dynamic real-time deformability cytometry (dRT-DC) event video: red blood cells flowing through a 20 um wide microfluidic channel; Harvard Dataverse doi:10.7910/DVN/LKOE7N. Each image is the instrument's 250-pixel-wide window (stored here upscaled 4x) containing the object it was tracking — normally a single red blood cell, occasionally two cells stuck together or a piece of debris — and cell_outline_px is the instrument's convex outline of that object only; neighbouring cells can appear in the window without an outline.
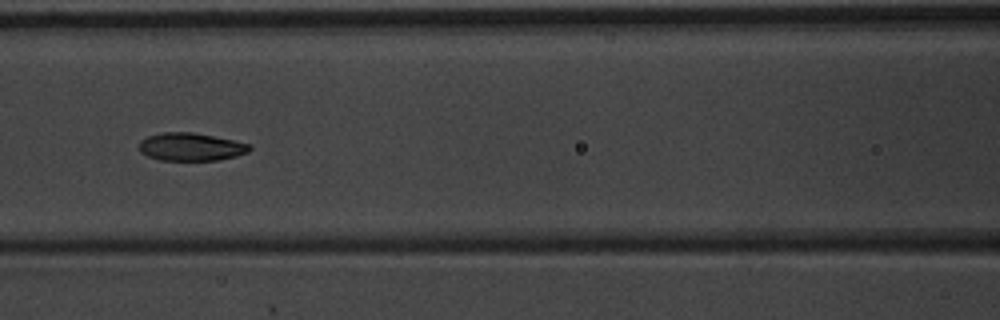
{"species": "common noctule bat (a hibernating species)", "species_latin": "Nyctalus noctula", "temperature_condition": "warm", "stored_images_in_passage": 4, "camera_frame_rate_fps": 3000, "um_per_image_px": 0.085, "animal": {"sex": "male", "body_mass_g": 20.1, "forearm_length_mm": 53.5}, "frame": {"image": 1, "passage_image": 3, "time_ms": 0.667, "image_size_px": [1000, 320], "cell_outline_px": [[252, 148], [248, 152], [236, 156], [216, 160], [160, 160], [148, 156], [140, 152], [140, 140], [148, 136], [160, 132], [192, 132], [232, 140], [248, 144]], "centroid_in_image_um": [16.19, 12.48], "position_along_channel_um": 150.4, "area_um2": 17.8}}
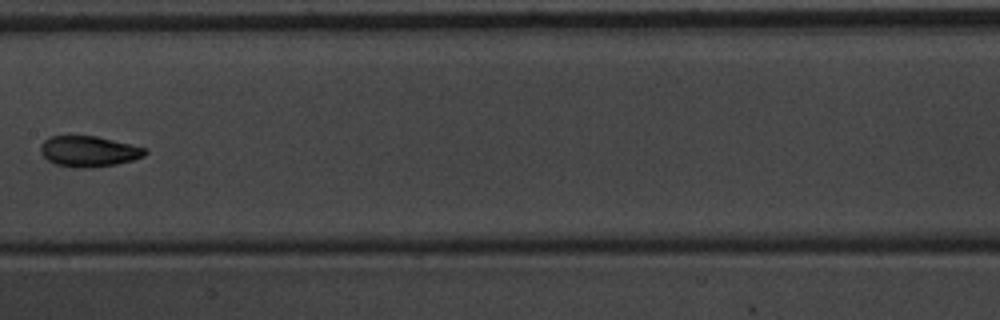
{"frame": {"image": 2, "passage_image": 4, "time_ms": 1.0, "image_size_px": [1000, 320], "cell_outline_px": [[148, 152], [144, 156], [132, 160], [116, 164], [92, 168], [80, 168], [56, 164], [48, 160], [40, 152], [40, 144], [48, 136], [96, 136], [148, 148]], "centroid_in_image_um": [7.55, 12.86], "position_along_channel_um": 199.8, "area_um2": 18.79}}